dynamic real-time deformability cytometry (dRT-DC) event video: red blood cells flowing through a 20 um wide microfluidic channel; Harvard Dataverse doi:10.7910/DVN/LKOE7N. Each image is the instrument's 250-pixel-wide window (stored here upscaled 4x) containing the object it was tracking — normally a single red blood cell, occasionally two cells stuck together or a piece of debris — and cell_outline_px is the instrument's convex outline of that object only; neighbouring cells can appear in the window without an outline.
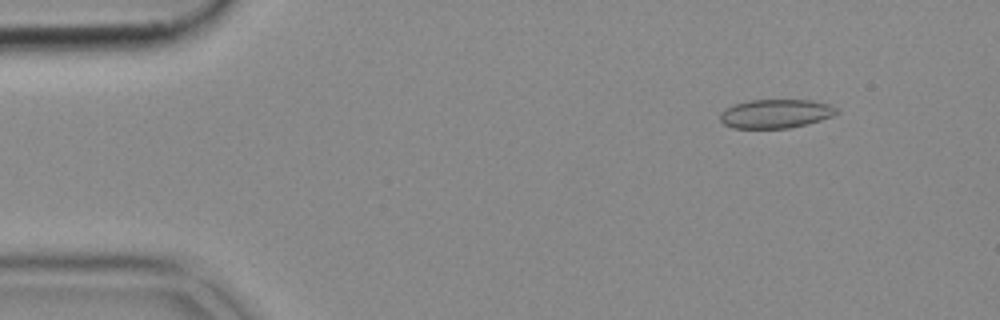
{"species": "common noctule bat (a hibernating species)", "species_latin": "Nyctalus noctula", "temperature_condition": "cold", "stored_images_in_passage": 50, "camera_frame_rate_fps": 3000, "um_per_image_px": 0.085, "animal": {"sex": "female", "body_mass_g": 18.4}, "frame": {"image": 1, "passage_image": 4, "time_ms": 1.0, "image_size_px": [1000, 320], "cell_outline_px": [[836, 112], [832, 116], [820, 120], [788, 128], [732, 128], [724, 124], [720, 120], [720, 116], [724, 108], [736, 104], [752, 100], [808, 100], [828, 104], [836, 108]], "centroid_in_image_um": [65.88, 9.66], "position_along_channel_um": 19.1, "area_um2": 19.25}}
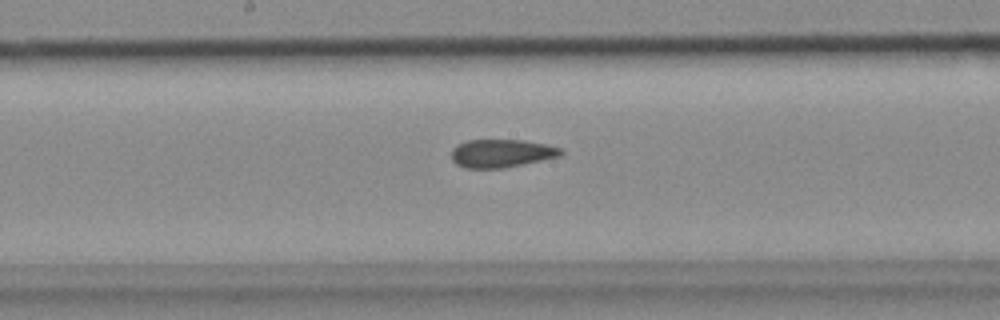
{"frame": {"image": 2, "passage_image": 25, "time_ms": 8.0, "image_size_px": [1000, 320], "cell_outline_px": [[564, 152], [560, 156], [504, 168], [468, 168], [456, 164], [452, 160], [452, 148], [456, 144], [468, 140], [524, 140], [548, 144], [560, 148]], "centroid_in_image_um": [42.62, 13.02], "position_along_channel_um": 205.6, "area_um2": 17.98}}
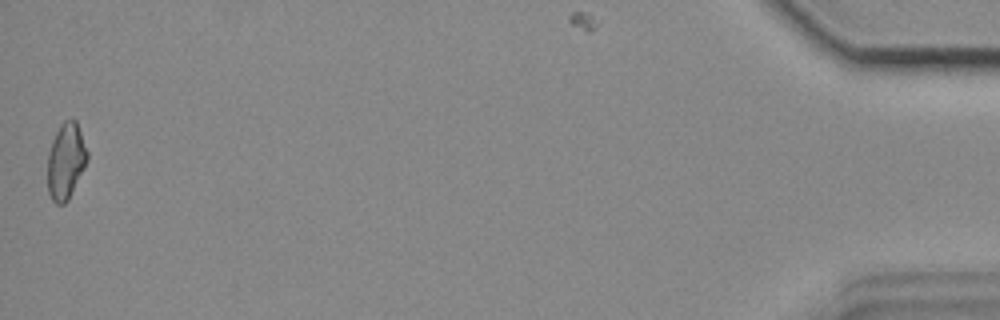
{"frame": {"image": 3, "passage_image": 50, "time_ms": 16.333, "image_size_px": [1000, 320], "cell_outline_px": [[88, 160], [68, 200], [64, 204], [56, 204], [52, 200], [48, 192], [48, 152], [52, 140], [60, 124], [64, 120], [72, 116], [76, 120], [88, 152]], "centroid_in_image_um": [5.6, 13.66], "position_along_channel_um": 429.6, "area_um2": 17.74}}